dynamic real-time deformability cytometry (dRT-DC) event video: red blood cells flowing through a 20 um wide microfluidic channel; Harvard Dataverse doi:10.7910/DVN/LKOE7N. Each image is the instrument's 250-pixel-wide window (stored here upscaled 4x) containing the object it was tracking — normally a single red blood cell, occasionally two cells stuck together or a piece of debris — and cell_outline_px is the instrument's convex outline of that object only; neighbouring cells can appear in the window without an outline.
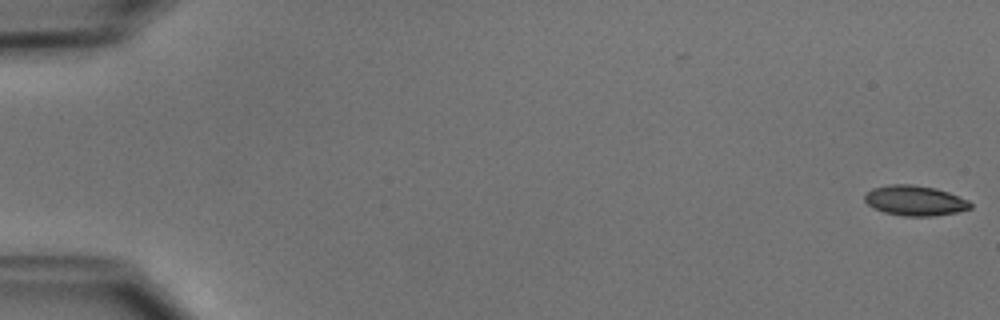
{"species": "common noctule bat (a hibernating species)", "species_latin": "Nyctalus noctula", "temperature_condition": "cold", "stored_images_in_passage": 52, "camera_frame_rate_fps": 3000, "um_per_image_px": 0.085, "animal": {"sex": "male", "body_mass_g": 15.6}, "frame": {"image": 1, "passage_image": 1, "time_ms": 0.0, "image_size_px": [1000, 320], "cell_outline_px": [[972, 208], [956, 212], [932, 216], [904, 216], [884, 212], [868, 204], [864, 200], [864, 192], [872, 188], [892, 184], [912, 184], [936, 188], [948, 192], [968, 200], [972, 204]], "centroid_in_image_um": [77.76, 17.04], "position_along_channel_um": 7.2, "area_um2": 18.55}}
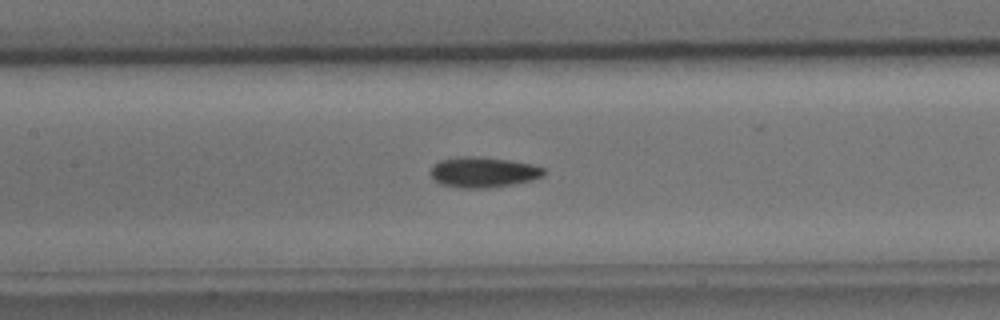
{"frame": {"image": 2, "passage_image": 25, "time_ms": 8.0, "image_size_px": [1000, 320], "cell_outline_px": [[548, 172], [544, 176], [532, 180], [512, 184], [488, 188], [460, 188], [440, 184], [428, 172], [440, 160], [456, 156], [480, 156], [512, 160], [532, 164], [544, 168]], "centroid_in_image_um": [41.11, 14.62], "position_along_channel_um": 166.3, "area_um2": 20.4}}
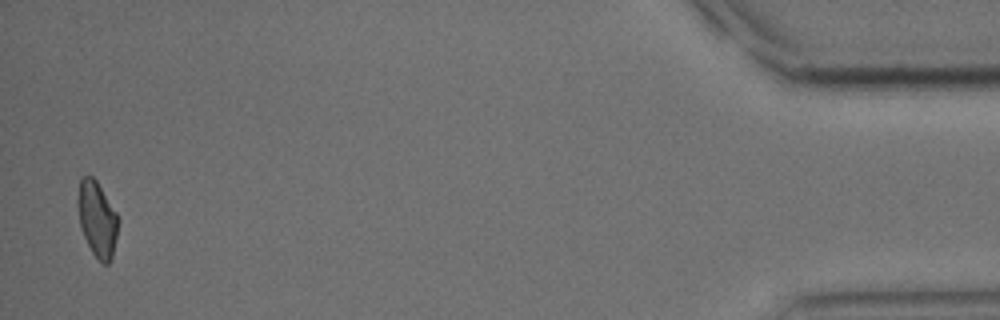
{"frame": {"image": 3, "passage_image": 51, "time_ms": 16.667, "image_size_px": [1000, 320], "cell_outline_px": [[120, 220], [112, 260], [108, 264], [104, 264], [92, 252], [80, 228], [76, 204], [76, 200], [80, 180], [84, 176], [92, 176], [96, 180], [116, 212]], "centroid_in_image_um": [8.26, 18.62], "position_along_channel_um": 426.9, "area_um2": 17.98}, "authors_computed_cell_mechanics": {"area_um2": 18.9584, "velocity_mm_per_s": 3.9441, "shape_relaxation_time_tau1_ms": 3.854, "shape_relaxation_time_tau2_ms": 3.7489, "deformation_change_tau1": 0.0984, "deformation_change_tau2": 0.0976}}